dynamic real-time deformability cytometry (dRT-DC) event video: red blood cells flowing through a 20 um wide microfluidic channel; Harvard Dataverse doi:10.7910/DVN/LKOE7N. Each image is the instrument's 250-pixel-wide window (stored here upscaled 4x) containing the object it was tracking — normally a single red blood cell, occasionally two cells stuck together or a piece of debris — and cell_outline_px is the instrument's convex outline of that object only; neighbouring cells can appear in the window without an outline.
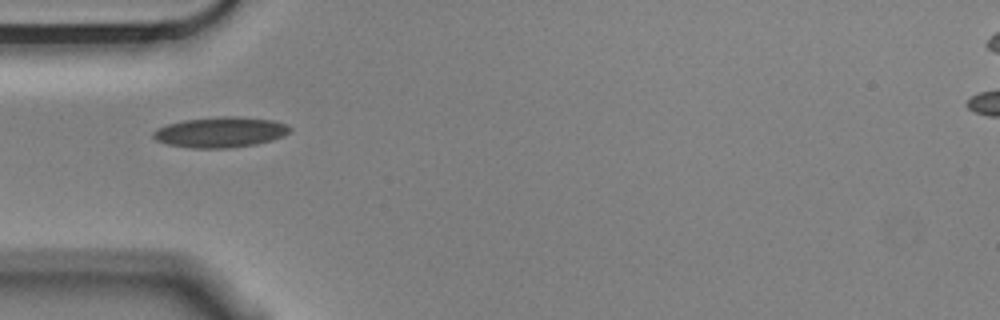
{"species": "Egyptian fruit bat (a non-hibernating species)", "species_latin": "Rousettus aegyptiacus", "temperature_condition": "cold", "stored_images_in_passage": 11, "camera_frame_rate_fps": 3000, "um_per_image_px": 0.085, "animal": {"sex": "male"}, "frame": {"image": 1, "passage_image": 5, "time_ms": 1.333, "image_size_px": [1000, 320], "cell_outline_px": [[292, 128], [284, 136], [272, 140], [256, 144], [228, 148], [192, 148], [168, 144], [156, 140], [152, 136], [152, 132], [156, 128], [168, 124], [184, 120], [220, 116], [236, 116], [272, 120], [288, 124]], "centroid_in_image_um": [18.74, 11.23], "position_along_channel_um": 66.3, "area_um2": 24.33}}
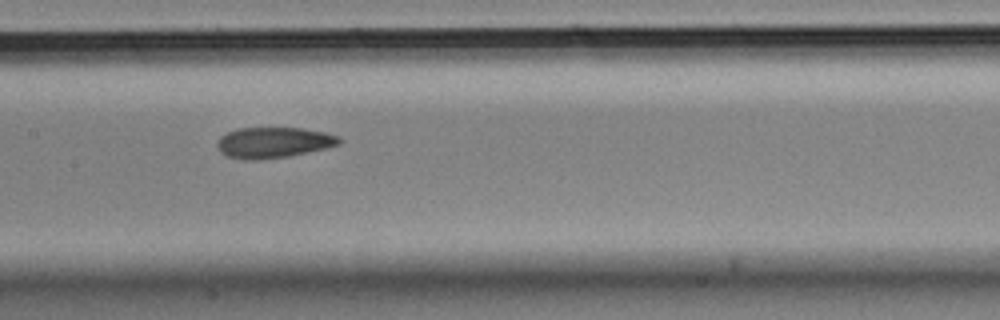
{"frame": {"image": 2, "passage_image": 8, "time_ms": 2.333, "image_size_px": [1000, 320], "cell_outline_px": [[340, 144], [328, 148], [288, 156], [256, 160], [244, 160], [228, 156], [220, 152], [216, 144], [220, 136], [228, 132], [240, 128], [300, 128], [324, 132], [340, 136]], "centroid_in_image_um": [23.25, 12.12], "position_along_channel_um": 184.2, "area_um2": 21.85}}
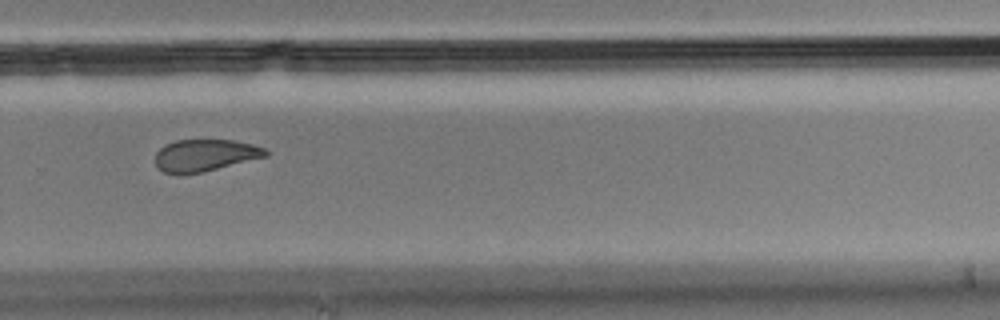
{"frame": {"image": 3, "passage_image": 11, "time_ms": 3.333, "image_size_px": [1000, 320], "cell_outline_px": [[268, 156], [204, 172], [164, 172], [156, 164], [156, 152], [160, 148], [176, 140], [232, 140], [252, 144], [264, 148], [268, 152]], "centroid_in_image_um": [17.48, 13.18], "position_along_channel_um": 312.3, "area_um2": 20.11}}